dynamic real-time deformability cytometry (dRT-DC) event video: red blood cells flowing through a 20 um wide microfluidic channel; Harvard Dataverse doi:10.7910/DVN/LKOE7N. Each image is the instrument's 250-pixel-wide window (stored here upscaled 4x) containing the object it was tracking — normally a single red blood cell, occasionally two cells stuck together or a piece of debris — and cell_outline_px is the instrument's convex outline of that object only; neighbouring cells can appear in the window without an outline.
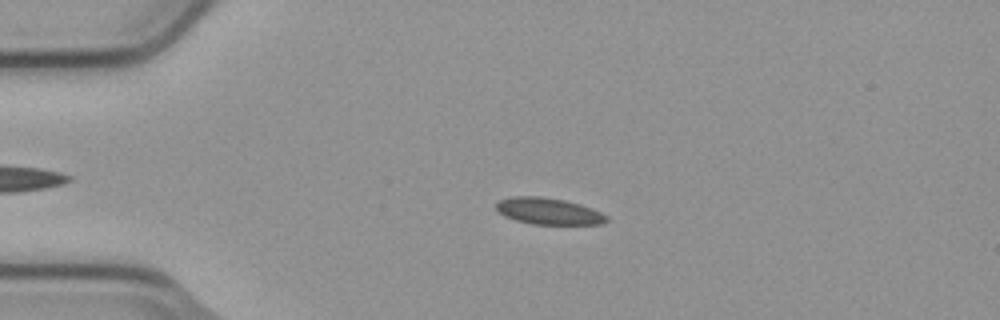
{"species": "common noctule bat (a hibernating species)", "species_latin": "Nyctalus noctula", "temperature_condition": "cold", "stored_images_in_passage": 48, "camera_frame_rate_fps": 3000, "um_per_image_px": 0.085, "animal": {"sex": "male", "body_mass_g": 23.1, "forearm_length_mm": 52.7}, "frame": {"image": 1, "passage_image": 6, "time_ms": 1.667, "image_size_px": [1000, 320], "cell_outline_px": [[608, 220], [600, 224], [532, 224], [516, 220], [504, 216], [496, 208], [496, 204], [500, 200], [512, 196], [540, 196], [564, 200], [580, 204], [592, 208], [608, 216]], "centroid_in_image_um": [46.63, 17.95], "position_along_channel_um": 38.4, "area_um2": 16.99}}
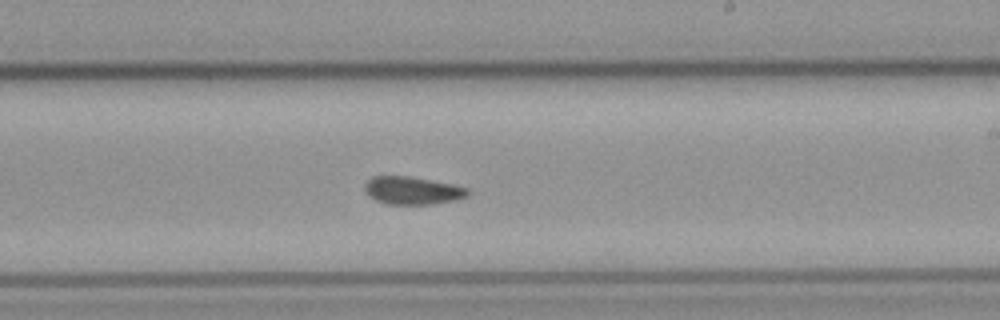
{"frame": {"image": 2, "passage_image": 26, "time_ms": 8.333, "image_size_px": [1000, 320], "cell_outline_px": [[472, 192], [468, 196], [456, 200], [432, 204], [388, 204], [376, 200], [368, 196], [364, 188], [364, 184], [372, 176], [408, 176], [452, 184], [468, 188]], "centroid_in_image_um": [35.07, 16.19], "position_along_channel_um": 253.9, "area_um2": 16.76}}
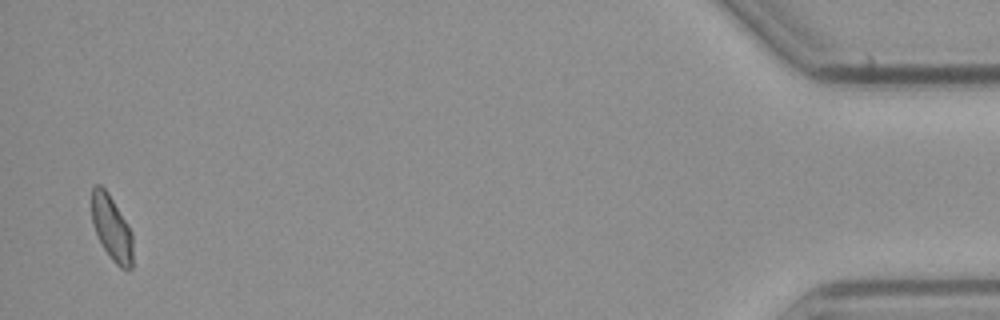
{"frame": {"image": 3, "passage_image": 47, "time_ms": 15.333, "image_size_px": [1000, 320], "cell_outline_px": [[132, 268], [128, 272], [120, 268], [112, 260], [104, 248], [92, 224], [92, 188], [96, 184], [100, 184], [108, 192], [132, 232]], "centroid_in_image_um": [9.5, 19.41], "position_along_channel_um": 425.7, "area_um2": 15.49}, "authors_computed_cell_mechanics": {"area_um2": 16.9932, "velocity_mm_per_s": 3.7395, "shape_relaxation_time_tau1_ms": null, "shape_relaxation_time_tau2_ms": 6.9186, "deformation_change_tau1": null, "deformation_change_tau2": 0.1056}}